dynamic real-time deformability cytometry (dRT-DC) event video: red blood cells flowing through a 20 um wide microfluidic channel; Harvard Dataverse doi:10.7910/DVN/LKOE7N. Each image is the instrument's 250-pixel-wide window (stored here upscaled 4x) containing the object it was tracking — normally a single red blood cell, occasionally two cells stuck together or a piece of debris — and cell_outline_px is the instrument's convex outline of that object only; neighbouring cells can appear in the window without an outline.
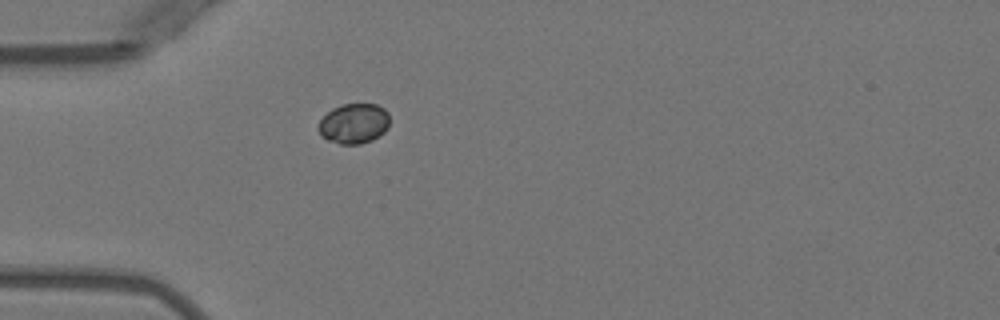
{"species": "Egyptian fruit bat (a non-hibernating species)", "species_latin": "Rousettus aegyptiacus", "temperature_condition": "warm", "stored_images_in_passage": 5, "camera_frame_rate_fps": 3000, "um_per_image_px": 0.085, "animal": {"sex": "female"}, "frame": {"image": 1, "passage_image": 5, "time_ms": 5.333, "image_size_px": [1000, 320], "cell_outline_px": [[388, 128], [384, 132], [372, 140], [360, 144], [340, 144], [328, 140], [320, 136], [316, 128], [320, 120], [332, 108], [340, 104], [376, 104], [384, 108], [388, 112]], "centroid_in_image_um": [30.05, 10.5], "position_along_channel_um": 54.9, "area_um2": 16.82}}